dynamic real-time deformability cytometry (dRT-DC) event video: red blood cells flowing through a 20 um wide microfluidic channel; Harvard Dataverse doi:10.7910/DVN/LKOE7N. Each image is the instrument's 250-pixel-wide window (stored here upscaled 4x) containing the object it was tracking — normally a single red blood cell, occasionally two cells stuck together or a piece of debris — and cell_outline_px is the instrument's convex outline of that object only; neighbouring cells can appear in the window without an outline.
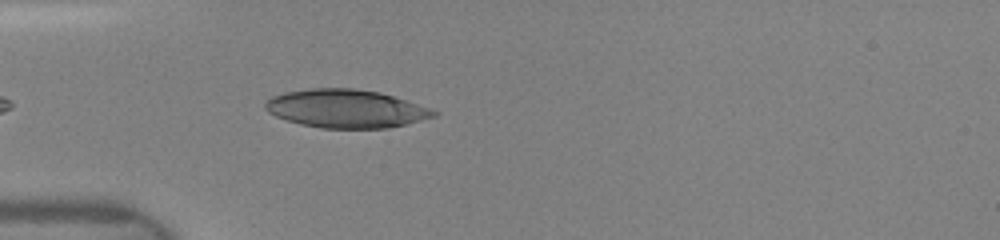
{"species": "human", "species_latin": "Homo sapiens", "temperature_condition": "room temperature", "stored_images_in_passage": 4, "camera_frame_rate_fps": 3000, "um_per_image_px": 0.085, "donor": {"sex": "female"}, "frame": {"image": 1, "passage_image": 4, "time_ms": 3.333, "image_size_px": [1000, 240], "cell_outline_px": [[440, 112], [436, 116], [388, 128], [320, 128], [300, 124], [276, 116], [268, 112], [264, 108], [264, 104], [272, 96], [284, 92], [312, 88], [352, 88], [380, 92]], "centroid_in_image_um": [29.36, 9.23], "position_along_channel_um": 55.6, "area_um2": 37.28}}